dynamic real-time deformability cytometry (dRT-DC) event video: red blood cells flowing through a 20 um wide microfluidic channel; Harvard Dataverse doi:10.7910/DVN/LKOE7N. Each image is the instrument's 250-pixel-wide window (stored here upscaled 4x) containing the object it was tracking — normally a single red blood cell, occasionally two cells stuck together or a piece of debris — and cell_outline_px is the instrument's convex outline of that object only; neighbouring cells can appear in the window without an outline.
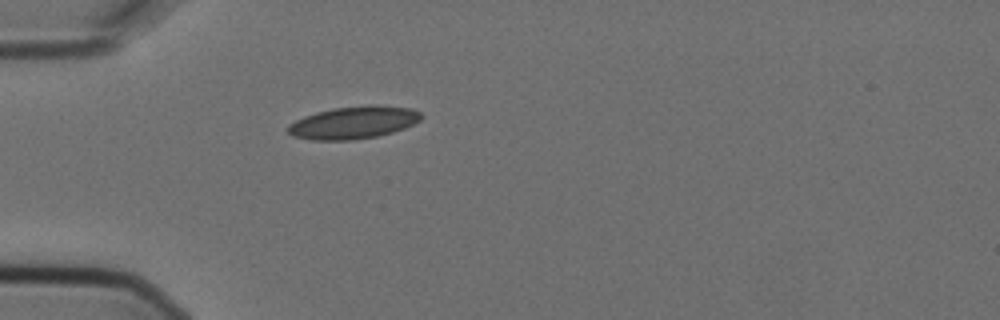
{"species": "Egyptian fruit bat (a non-hibernating species)", "species_latin": "Rousettus aegyptiacus", "temperature_condition": "cold", "stored_images_in_passage": 1, "camera_frame_rate_fps": 3000, "um_per_image_px": 0.085, "animal": {"sex": "female"}, "frame": {"image": 1, "passage_image": 1, "time_ms": 0.0, "image_size_px": [1000, 320], "cell_outline_px": [[424, 116], [420, 120], [404, 128], [392, 132], [376, 136], [352, 140], [312, 140], [292, 136], [288, 132], [288, 124], [304, 116], [316, 112], [332, 108], [368, 104], [376, 104], [412, 108], [420, 112]], "centroid_in_image_um": [30.06, 10.4], "position_along_channel_um": 54.9, "area_um2": 25.43}}